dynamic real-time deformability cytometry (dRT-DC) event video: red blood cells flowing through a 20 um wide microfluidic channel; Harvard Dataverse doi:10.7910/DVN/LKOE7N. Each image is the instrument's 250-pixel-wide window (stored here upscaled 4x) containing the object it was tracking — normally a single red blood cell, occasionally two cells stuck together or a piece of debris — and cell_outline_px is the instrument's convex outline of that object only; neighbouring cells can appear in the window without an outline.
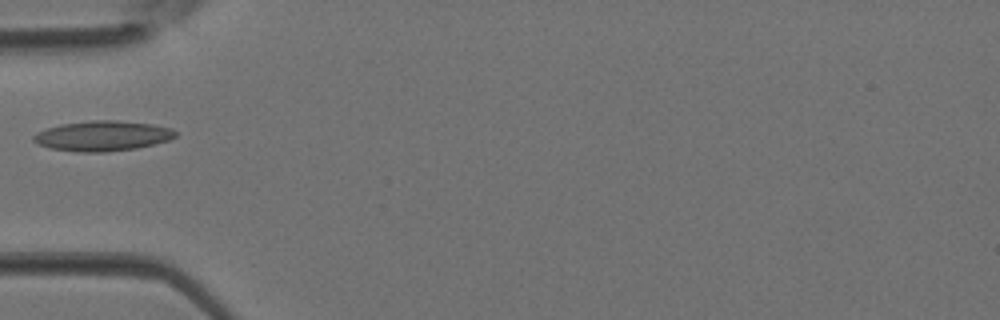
{"species": "Egyptian fruit bat (a non-hibernating species)", "species_latin": "Rousettus aegyptiacus", "temperature_condition": "room temperature", "stored_images_in_passage": 4, "camera_frame_rate_fps": 3000, "um_per_image_px": 0.085, "animal": {"sex": "female"}, "frame": {"image": 1, "passage_image": 4, "time_ms": 1.0, "image_size_px": [1000, 320], "cell_outline_px": [[176, 136], [168, 140], [136, 148], [108, 152], [80, 152], [48, 148], [36, 144], [32, 140], [32, 136], [36, 132], [60, 124], [92, 120], [116, 120], [152, 124], [172, 128], [176, 132]], "centroid_in_image_um": [8.67, 11.55], "position_along_channel_um": 76.3, "area_um2": 25.03}}